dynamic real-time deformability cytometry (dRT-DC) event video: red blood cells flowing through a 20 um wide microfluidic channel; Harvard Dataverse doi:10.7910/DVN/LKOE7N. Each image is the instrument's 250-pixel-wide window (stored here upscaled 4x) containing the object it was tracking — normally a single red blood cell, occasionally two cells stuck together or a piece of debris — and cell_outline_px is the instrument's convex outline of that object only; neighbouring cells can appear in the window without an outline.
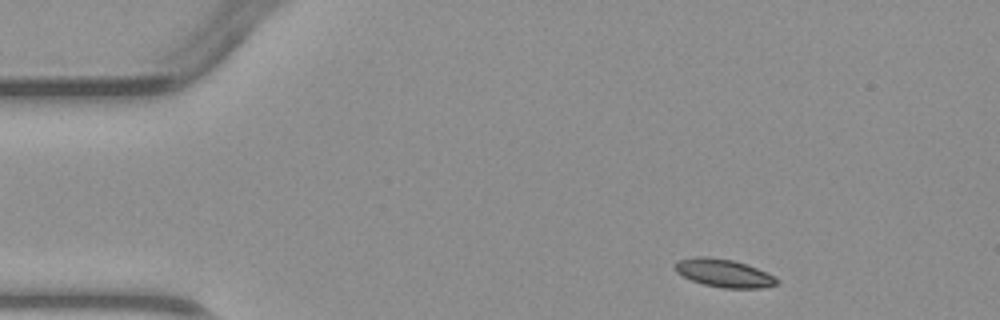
{"species": "common noctule bat (a hibernating species)", "species_latin": "Nyctalus noctula", "temperature_condition": "warm", "stored_images_in_passage": 3, "camera_frame_rate_fps": 3000, "um_per_image_px": 0.085, "animal": {"sex": "male", "body_mass_g": 23.1, "forearm_length_mm": 52.7}, "frame": {"image": 1, "passage_image": 1, "time_ms": 0.0, "image_size_px": [1000, 320], "cell_outline_px": [[780, 284], [760, 288], [724, 288], [704, 284], [692, 280], [676, 272], [676, 260], [696, 256], [708, 256], [732, 260], [756, 268], [780, 280]], "centroid_in_image_um": [61.52, 23.21], "position_along_channel_um": 23.5, "area_um2": 16.42}}
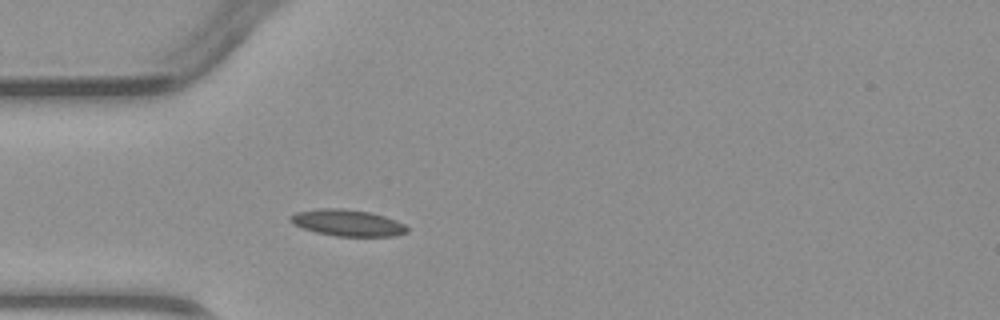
{"frame": {"image": 2, "passage_image": 3, "time_ms": 2.333, "image_size_px": [1000, 320], "cell_outline_px": [[408, 232], [392, 236], [336, 236], [316, 232], [292, 224], [288, 220], [288, 216], [296, 212], [320, 208], [344, 208], [368, 212], [384, 216], [396, 220], [404, 224], [408, 228]], "centroid_in_image_um": [29.5, 18.93], "position_along_channel_um": 55.5, "area_um2": 18.03}}